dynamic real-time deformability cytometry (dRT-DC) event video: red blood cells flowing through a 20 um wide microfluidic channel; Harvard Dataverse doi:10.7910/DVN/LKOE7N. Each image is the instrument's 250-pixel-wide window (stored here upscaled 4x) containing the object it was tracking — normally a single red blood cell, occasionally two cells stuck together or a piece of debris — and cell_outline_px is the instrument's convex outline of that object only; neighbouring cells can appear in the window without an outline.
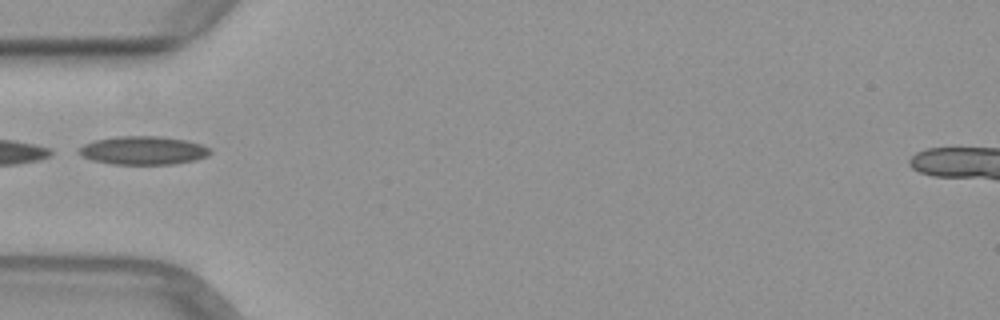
{"species": "common noctule bat (a hibernating species)", "species_latin": "Nyctalus noctula", "temperature_condition": "warm", "stored_images_in_passage": 34, "camera_frame_rate_fps": 3000, "um_per_image_px": 0.085, "animal": {"sex": "female", "body_mass_g": 29.2, "forearm_length_mm": 56.3}, "frame": {"image": 1, "passage_image": 1, "time_ms": 0.0, "image_size_px": [1000, 320], "cell_outline_px": [[212, 152], [208, 156], [196, 160], [176, 164], [112, 164], [92, 160], [80, 156], [80, 148], [84, 144], [96, 140], [116, 136], [164, 136], [188, 140], [212, 148]], "centroid_in_image_um": [12.24, 12.78], "position_along_channel_um": 72.8, "area_um2": 21.96}}